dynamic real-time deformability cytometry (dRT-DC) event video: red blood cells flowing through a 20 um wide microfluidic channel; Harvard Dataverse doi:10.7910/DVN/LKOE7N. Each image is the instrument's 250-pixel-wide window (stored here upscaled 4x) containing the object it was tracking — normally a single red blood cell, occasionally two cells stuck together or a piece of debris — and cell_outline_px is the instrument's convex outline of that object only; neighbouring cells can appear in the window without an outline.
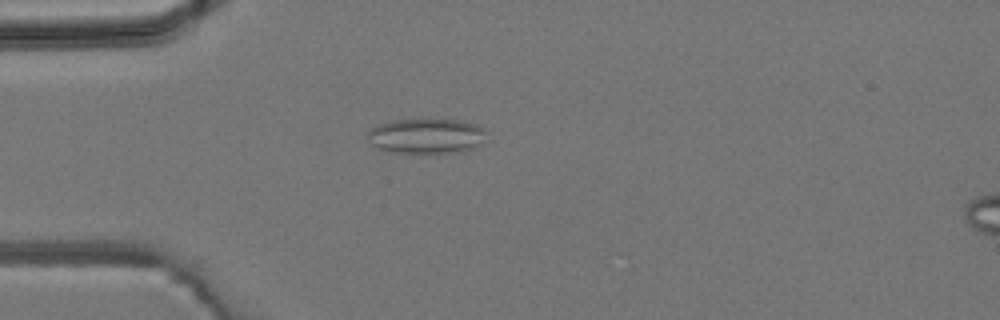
{"species": "common noctule bat (a hibernating species)", "species_latin": "Nyctalus noctula", "temperature_condition": "room temperature", "stored_images_in_passage": 4, "camera_frame_rate_fps": 3000, "um_per_image_px": 0.085, "animal": {"sex": "male", "body_mass_g": 19.2, "forearm_length_mm": 51.8}, "frame": {"image": 1, "passage_image": 3, "time_ms": 4.0, "image_size_px": [1000, 320], "cell_outline_px": [[484, 132], [480, 144], [476, 148], [464, 152], [396, 152], [380, 148], [372, 144], [368, 140], [364, 132], [376, 124], [392, 120], [424, 116], [460, 120], [476, 124], [484, 128]], "centroid_in_image_um": [36.2, 11.49], "position_along_channel_um": 48.8, "area_um2": 25.14}}